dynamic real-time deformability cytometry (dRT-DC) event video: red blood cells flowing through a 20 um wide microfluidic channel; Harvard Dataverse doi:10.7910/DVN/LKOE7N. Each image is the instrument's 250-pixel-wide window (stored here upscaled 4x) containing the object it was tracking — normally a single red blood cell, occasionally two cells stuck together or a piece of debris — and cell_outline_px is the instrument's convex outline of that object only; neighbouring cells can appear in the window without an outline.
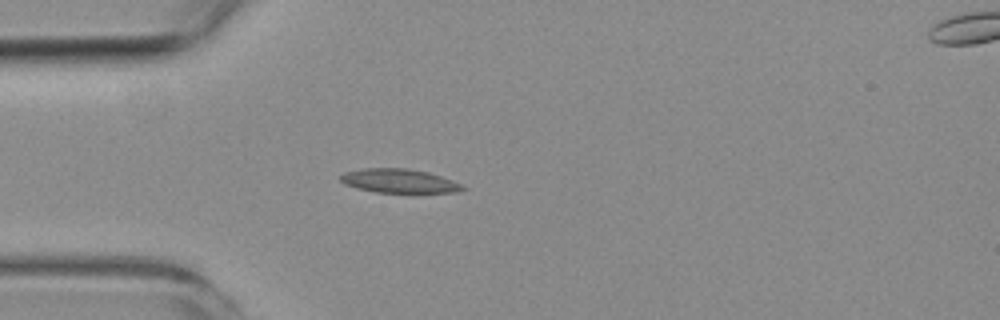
{"species": "common noctule bat (a hibernating species)", "species_latin": "Nyctalus noctula", "temperature_condition": "room temperature", "stored_images_in_passage": 4, "camera_frame_rate_fps": 3000, "um_per_image_px": 0.085, "animal": {"sex": "female", "body_mass_g": 19.3, "forearm_length_mm": 54.1}, "frame": {"image": 1, "passage_image": 3, "time_ms": 2.333, "image_size_px": [1000, 320], "cell_outline_px": [[468, 188], [456, 192], [376, 192], [356, 188], [344, 184], [340, 180], [340, 176], [344, 172], [364, 168], [408, 168], [428, 172], [452, 180]], "centroid_in_image_um": [33.9, 15.37], "position_along_channel_um": 51.1, "area_um2": 16.94}}